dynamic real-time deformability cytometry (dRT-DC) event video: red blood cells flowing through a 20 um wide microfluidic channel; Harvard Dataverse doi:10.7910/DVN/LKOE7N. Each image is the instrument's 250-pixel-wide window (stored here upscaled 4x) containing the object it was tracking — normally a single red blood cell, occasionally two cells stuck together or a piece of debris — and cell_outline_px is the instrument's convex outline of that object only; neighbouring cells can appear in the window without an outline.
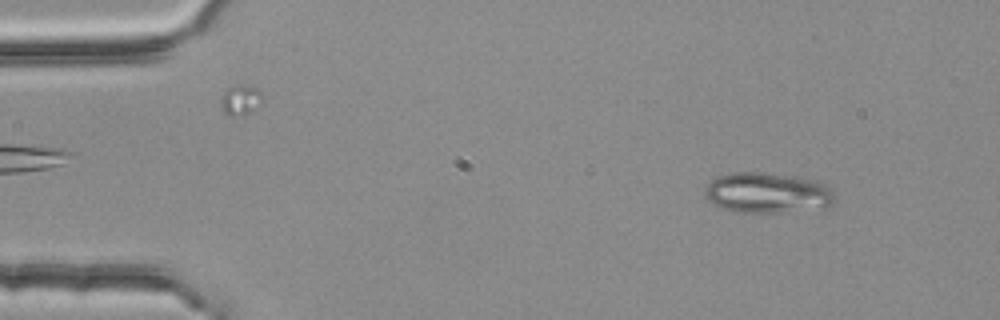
{"species": "common noctule bat (a hibernating species)", "species_latin": "Nyctalus noctula", "temperature_condition": "room temperature", "stored_images_in_passage": 2, "camera_frame_rate_fps": 3000, "um_per_image_px": 0.085, "animal": {"sex": "female", "body_mass_g": 25.1}, "frame": {"image": 1, "passage_image": 1, "time_ms": 0.0, "image_size_px": [1000, 320], "cell_outline_px": [[836, 200], [832, 204], [780, 212], [740, 212], [724, 208], [712, 204], [704, 196], [704, 188], [716, 176], [732, 172], [760, 172], [796, 176], [816, 180], [832, 188]], "centroid_in_image_um": [65.18, 16.36], "position_along_channel_um": 19.8, "area_um2": 30.4}}